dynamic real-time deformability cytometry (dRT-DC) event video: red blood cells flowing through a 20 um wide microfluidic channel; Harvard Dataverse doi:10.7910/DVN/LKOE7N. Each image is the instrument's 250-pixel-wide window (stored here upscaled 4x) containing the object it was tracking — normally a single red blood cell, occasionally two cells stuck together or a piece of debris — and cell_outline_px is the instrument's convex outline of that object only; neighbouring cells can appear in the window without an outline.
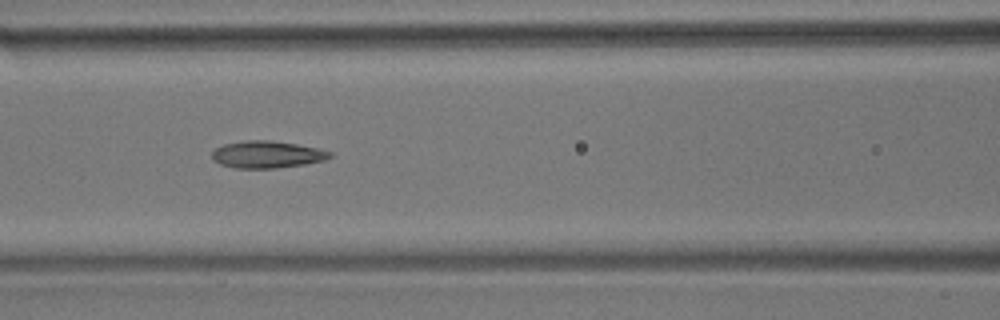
{"species": "common noctule bat (a hibernating species)", "species_latin": "Nyctalus noctula", "temperature_condition": "room temperature", "stored_images_in_passage": 7, "camera_frame_rate_fps": 3000, "um_per_image_px": 0.085, "animal": {"sex": "male", "body_mass_g": 17.9}, "frame": {"image": 1, "passage_image": 7, "time_ms": 7.0, "image_size_px": [1000, 320], "cell_outline_px": [[336, 156], [324, 160], [304, 164], [276, 168], [232, 168], [220, 164], [212, 160], [212, 152], [216, 148], [224, 144], [244, 140], [272, 140], [296, 144], [316, 148], [332, 152]], "centroid_in_image_um": [22.69, 13.13], "position_along_channel_um": 143.9, "area_um2": 18.73}}